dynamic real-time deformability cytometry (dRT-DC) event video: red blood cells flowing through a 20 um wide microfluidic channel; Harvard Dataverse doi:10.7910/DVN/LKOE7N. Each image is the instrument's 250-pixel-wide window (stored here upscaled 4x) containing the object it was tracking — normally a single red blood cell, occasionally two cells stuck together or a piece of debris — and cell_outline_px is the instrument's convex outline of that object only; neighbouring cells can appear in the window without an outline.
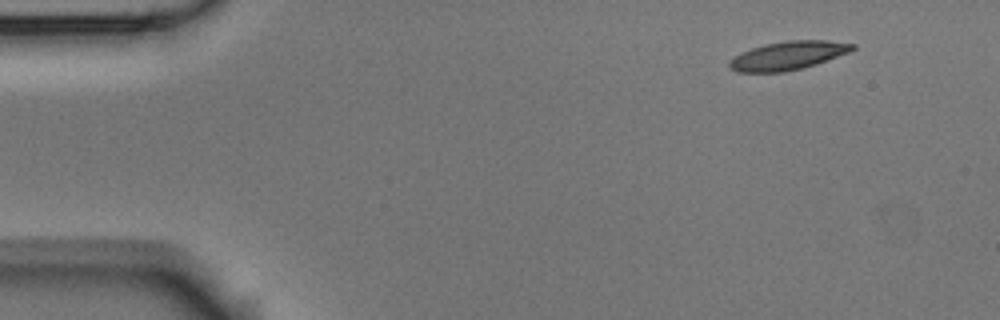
{"species": "Egyptian fruit bat (a non-hibernating species)", "species_latin": "Rousettus aegyptiacus", "temperature_condition": "room temperature", "stored_images_in_passage": 3, "camera_frame_rate_fps": 3000, "um_per_image_px": 0.085, "animal": {"sex": "male"}, "frame": {"image": 1, "passage_image": 1, "time_ms": 0.0, "image_size_px": [1000, 320], "cell_outline_px": [[856, 48], [852, 52], [804, 68], [784, 72], [736, 72], [728, 68], [728, 64], [740, 52], [764, 44], [788, 40], [828, 40], [856, 44]], "centroid_in_image_um": [67.03, 4.72], "position_along_channel_um": 18.0, "area_um2": 20.69}}